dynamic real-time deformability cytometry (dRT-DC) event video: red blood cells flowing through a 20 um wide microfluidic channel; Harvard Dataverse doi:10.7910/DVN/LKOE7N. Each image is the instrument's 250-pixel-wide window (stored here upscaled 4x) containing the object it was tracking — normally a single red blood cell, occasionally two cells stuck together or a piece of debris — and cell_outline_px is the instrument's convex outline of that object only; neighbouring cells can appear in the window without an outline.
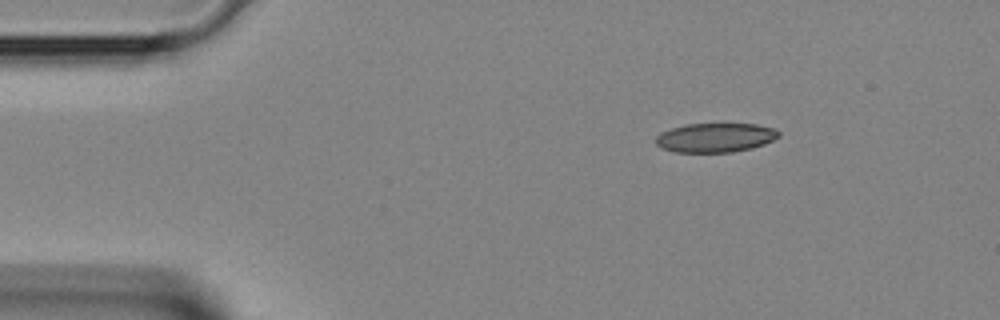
{"species": "Egyptian fruit bat (a non-hibernating species)", "species_latin": "Rousettus aegyptiacus", "temperature_condition": "room temperature", "stored_images_in_passage": 3, "camera_frame_rate_fps": 3000, "um_per_image_px": 0.085, "animal": {"sex": "female"}, "frame": {"image": 1, "passage_image": 1, "time_ms": 0.0, "image_size_px": [1000, 320], "cell_outline_px": [[780, 136], [764, 144], [752, 148], [732, 152], [672, 152], [660, 148], [656, 144], [656, 136], [660, 132], [684, 124], [756, 124], [776, 128], [780, 132]], "centroid_in_image_um": [60.79, 11.7], "position_along_channel_um": 24.2, "area_um2": 21.1}}
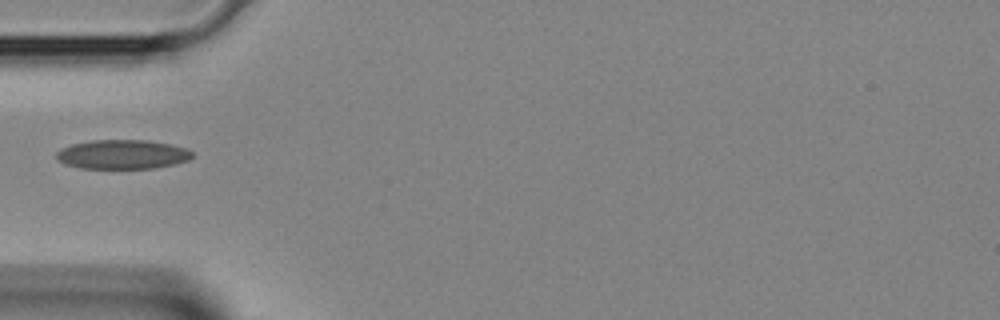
{"frame": {"image": 2, "passage_image": 3, "time_ms": 0.667, "image_size_px": [1000, 320], "cell_outline_px": [[192, 156], [188, 160], [176, 164], [156, 168], [80, 168], [64, 164], [56, 160], [56, 152], [60, 148], [72, 144], [92, 140], [148, 140], [172, 144], [188, 148], [192, 152]], "centroid_in_image_um": [10.4, 13.12], "position_along_channel_um": 74.6, "area_um2": 23.41}}